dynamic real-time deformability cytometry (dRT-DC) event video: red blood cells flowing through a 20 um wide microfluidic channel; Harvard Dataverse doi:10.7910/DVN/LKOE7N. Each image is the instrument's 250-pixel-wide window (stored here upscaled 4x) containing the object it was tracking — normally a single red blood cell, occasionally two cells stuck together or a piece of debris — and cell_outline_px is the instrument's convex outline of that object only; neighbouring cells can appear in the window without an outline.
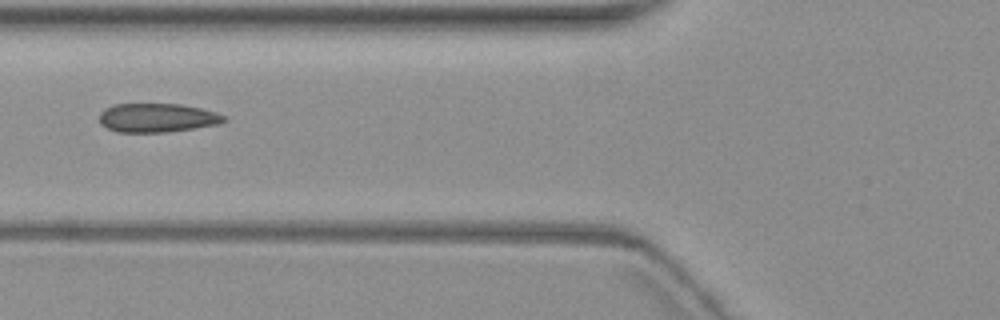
{"species": "common noctule bat (a hibernating species)", "species_latin": "Nyctalus noctula", "temperature_condition": "warm", "stored_images_in_passage": 7, "camera_frame_rate_fps": 3000, "um_per_image_px": 0.085, "animal": {"sex": "female", "body_mass_g": 19.3, "forearm_length_mm": 54.1}, "frame": {"image": 1, "passage_image": 3, "time_ms": 2.333, "image_size_px": [1000, 320], "cell_outline_px": [[228, 120], [220, 124], [168, 132], [120, 132], [108, 128], [100, 124], [100, 112], [104, 108], [116, 104], [180, 104], [200, 108], [216, 112], [224, 116]], "centroid_in_image_um": [13.37, 10.01], "position_along_channel_um": 112.4, "area_um2": 20.98}}
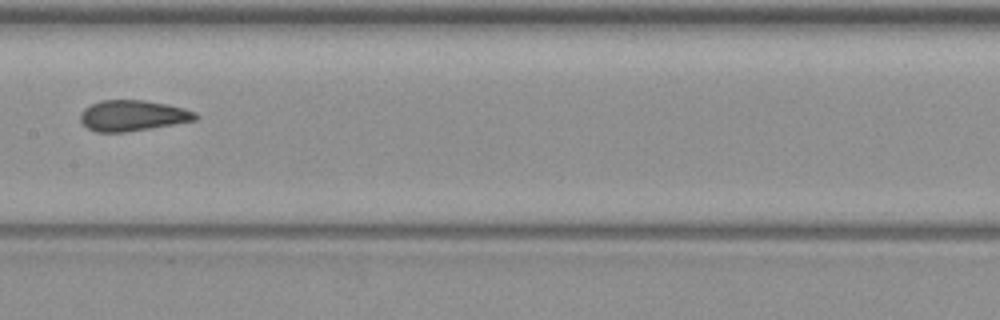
{"frame": {"image": 2, "passage_image": 5, "time_ms": 4.667, "image_size_px": [1000, 320], "cell_outline_px": [[200, 116], [196, 120], [124, 132], [96, 132], [88, 128], [80, 120], [80, 112], [84, 108], [100, 100], [144, 100], [168, 104], [184, 108], [196, 112]], "centroid_in_image_um": [11.28, 9.81], "position_along_channel_um": 196.1, "area_um2": 20.58}}
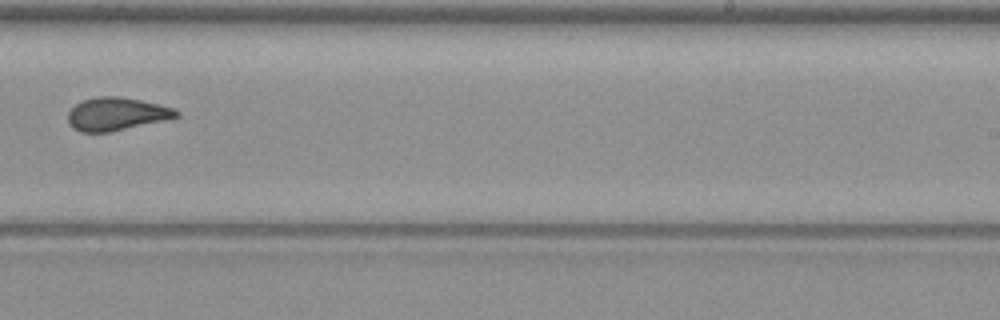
{"frame": {"image": 3, "passage_image": 7, "time_ms": 7.0, "image_size_px": [1000, 320], "cell_outline_px": [[180, 116], [164, 120], [112, 132], [80, 132], [72, 128], [68, 124], [68, 112], [76, 104], [84, 100], [96, 96], [120, 96], [160, 104], [172, 108], [180, 112]], "centroid_in_image_um": [9.88, 9.69], "position_along_channel_um": 279.1, "area_um2": 20.92}}